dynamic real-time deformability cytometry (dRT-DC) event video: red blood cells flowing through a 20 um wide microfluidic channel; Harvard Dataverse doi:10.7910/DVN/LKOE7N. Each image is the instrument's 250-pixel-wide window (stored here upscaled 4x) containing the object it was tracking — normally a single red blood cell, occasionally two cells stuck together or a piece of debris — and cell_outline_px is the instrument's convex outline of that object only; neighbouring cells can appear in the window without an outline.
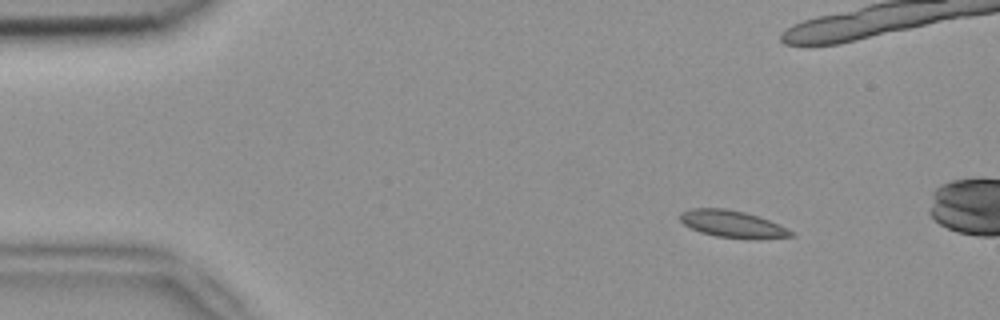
{"species": "common noctule bat (a hibernating species)", "species_latin": "Nyctalus noctula", "temperature_condition": "room temperature", "stored_images_in_passage": 4, "camera_frame_rate_fps": 3000, "um_per_image_px": 0.085, "animal": {"sex": "female", "body_mass_g": 18.4}, "frame": {"image": 1, "passage_image": 1, "time_ms": 0.0, "image_size_px": [1000, 320], "cell_outline_px": [[796, 236], [756, 240], [752, 240], [716, 236], [700, 232], [684, 224], [680, 220], [680, 212], [692, 208], [724, 208], [744, 212], [768, 220], [796, 232]], "centroid_in_image_um": [62.3, 19.06], "position_along_channel_um": 22.7, "area_um2": 17.63}}